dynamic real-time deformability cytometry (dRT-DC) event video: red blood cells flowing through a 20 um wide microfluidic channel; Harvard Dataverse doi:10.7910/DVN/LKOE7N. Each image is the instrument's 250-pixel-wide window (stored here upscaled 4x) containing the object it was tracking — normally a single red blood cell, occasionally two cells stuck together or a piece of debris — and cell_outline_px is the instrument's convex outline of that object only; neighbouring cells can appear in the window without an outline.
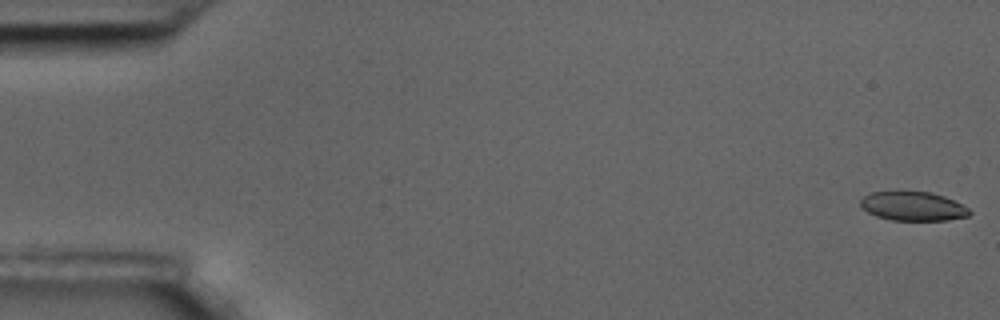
{"species": "common noctule bat (a hibernating species)", "species_latin": "Nyctalus noctula", "temperature_condition": "room temperature", "stored_images_in_passage": 59, "camera_frame_rate_fps": 3000, "um_per_image_px": 0.085, "animal": {"sex": "male", "body_mass_g": 17.5, "forearm_length_mm": 52.3}, "frame": {"image": 1, "passage_image": 1, "time_ms": 0.0, "image_size_px": [1000, 320], "cell_outline_px": [[972, 212], [968, 216], [948, 220], [892, 220], [876, 216], [868, 212], [860, 204], [860, 200], [868, 192], [896, 188], [904, 188], [928, 192], [944, 196], [968, 208]], "centroid_in_image_um": [77.53, 17.46], "position_along_channel_um": 7.5, "area_um2": 19.19}}
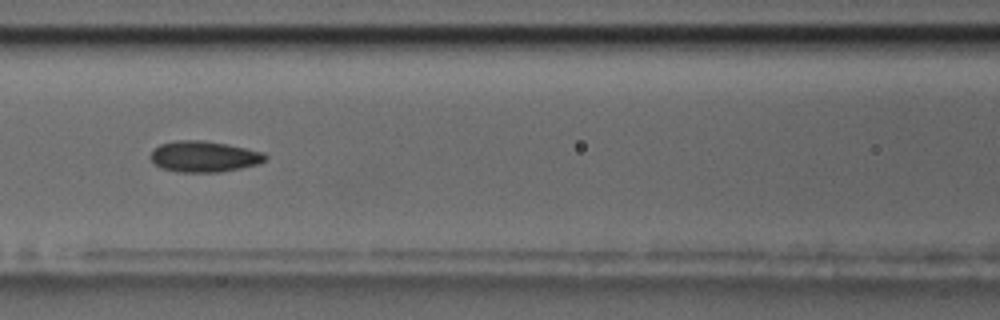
{"frame": {"image": 2, "passage_image": 26, "time_ms": 8.333, "image_size_px": [1000, 320], "cell_outline_px": [[268, 156], [260, 164], [220, 172], [176, 172], [160, 168], [152, 160], [152, 148], [160, 144], [176, 140], [204, 140], [228, 144], [264, 152]], "centroid_in_image_um": [17.35, 13.3], "position_along_channel_um": 149.2, "area_um2": 20.87}}
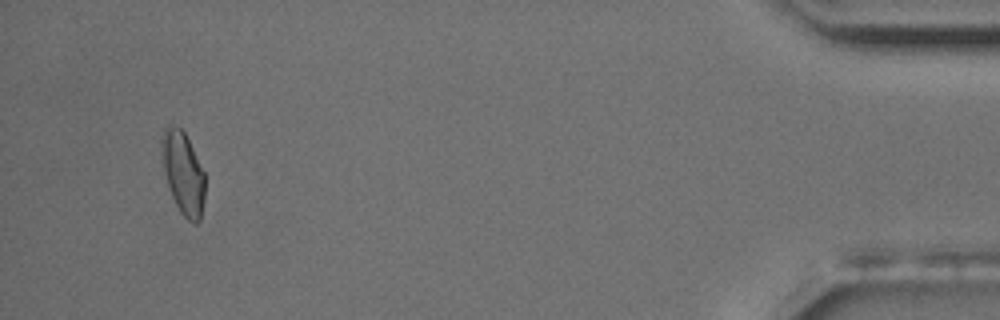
{"frame": {"image": 3, "passage_image": 56, "time_ms": 18.333, "image_size_px": [1000, 320], "cell_outline_px": [[204, 196], [200, 220], [196, 224], [188, 220], [180, 212], [172, 196], [164, 172], [160, 152], [160, 136], [164, 128], [168, 124], [176, 124], [184, 132], [204, 172]], "centroid_in_image_um": [15.52, 14.65], "position_along_channel_um": 419.7, "area_um2": 20.87}, "authors_computed_cell_mechanics": {"area_um2": 20.1144, "velocity_mm_per_s": 3.4516, "shape_relaxation_time_tau1_ms": null, "shape_relaxation_time_tau2_ms": 2.295, "deformation_change_tau1": null, "deformation_change_tau2": 0.0813}}